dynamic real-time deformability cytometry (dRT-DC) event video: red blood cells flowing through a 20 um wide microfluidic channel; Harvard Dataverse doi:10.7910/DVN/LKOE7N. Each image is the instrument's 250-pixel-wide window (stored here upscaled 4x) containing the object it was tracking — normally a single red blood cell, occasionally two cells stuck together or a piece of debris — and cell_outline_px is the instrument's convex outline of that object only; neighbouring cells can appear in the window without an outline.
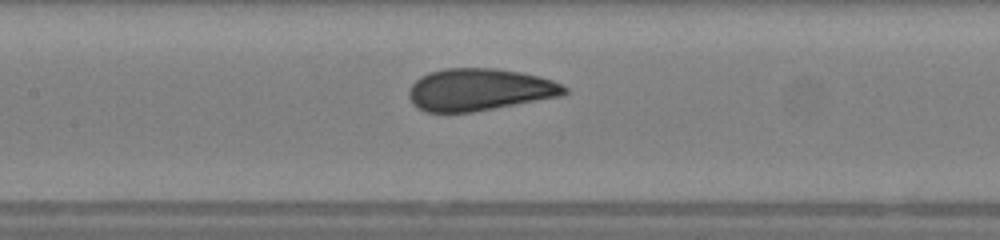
{"species": "human", "species_latin": "Homo sapiens", "temperature_condition": "warm", "stored_images_in_passage": 46, "camera_frame_rate_fps": 3000, "um_per_image_px": 0.085, "donor": {"sex": "female"}, "frame": {"image": 1, "passage_image": 20, "time_ms": 6.333, "image_size_px": [1000, 240], "cell_outline_px": [[568, 92], [560, 96], [472, 112], [424, 112], [412, 104], [408, 96], [408, 92], [412, 84], [420, 76], [428, 72], [444, 68], [496, 68], [520, 72], [540, 76], [552, 80], [568, 88]], "centroid_in_image_um": [40.71, 7.61], "position_along_channel_um": 166.7, "area_um2": 38.26}, "authors_computed_cell_mechanics": {"area_um2": 37.8012, "velocity_mm_per_s": 4.1979, "shape_relaxation_time_tau1_ms": 7.6319, "shape_relaxation_time_tau2_ms": null, "deformation_change_tau1": 0.2196, "deformation_change_tau2": null}}